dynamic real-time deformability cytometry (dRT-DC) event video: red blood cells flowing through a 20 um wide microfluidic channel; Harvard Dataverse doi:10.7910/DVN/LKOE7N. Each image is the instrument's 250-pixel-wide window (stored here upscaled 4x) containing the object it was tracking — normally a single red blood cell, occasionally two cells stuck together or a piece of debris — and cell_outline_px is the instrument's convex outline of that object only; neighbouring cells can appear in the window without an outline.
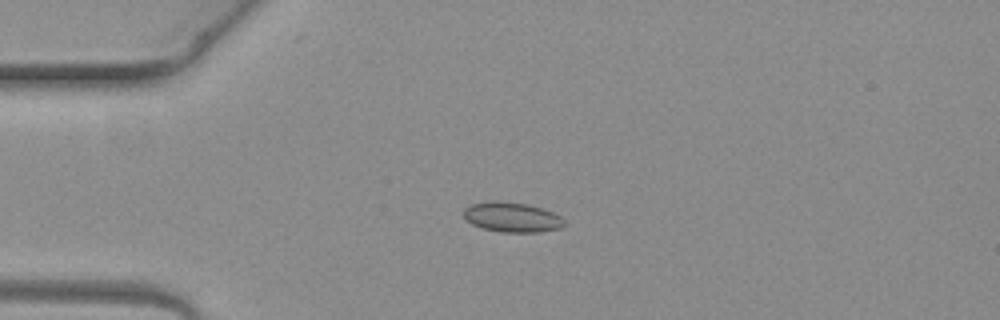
{"species": "common noctule bat (a hibernating species)", "species_latin": "Nyctalus noctula", "temperature_condition": "warm", "stored_images_in_passage": 4, "camera_frame_rate_fps": 3000, "um_per_image_px": 0.085, "animal": {"sex": "female", "body_mass_g": 19.3, "forearm_length_mm": 54.1}, "frame": {"image": 1, "passage_image": 3, "time_ms": 0.667, "image_size_px": [1000, 320], "cell_outline_px": [[564, 224], [560, 228], [540, 232], [500, 232], [484, 228], [472, 224], [464, 216], [464, 208], [468, 204], [492, 200], [496, 200], [528, 204], [544, 208], [560, 216], [564, 220]], "centroid_in_image_um": [43.51, 18.44], "position_along_channel_um": 41.5, "area_um2": 17.63}}